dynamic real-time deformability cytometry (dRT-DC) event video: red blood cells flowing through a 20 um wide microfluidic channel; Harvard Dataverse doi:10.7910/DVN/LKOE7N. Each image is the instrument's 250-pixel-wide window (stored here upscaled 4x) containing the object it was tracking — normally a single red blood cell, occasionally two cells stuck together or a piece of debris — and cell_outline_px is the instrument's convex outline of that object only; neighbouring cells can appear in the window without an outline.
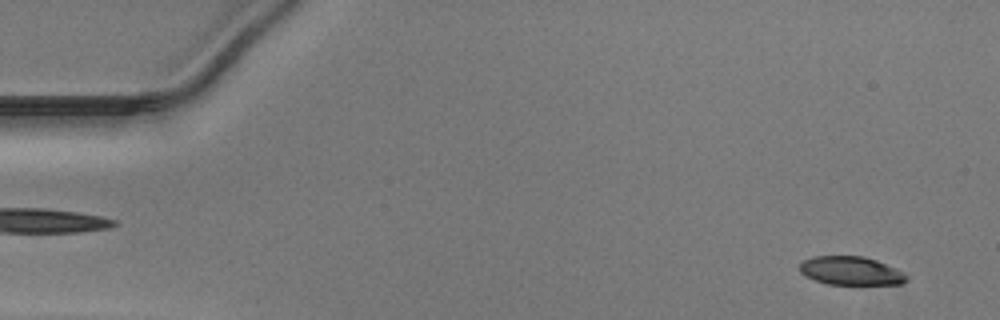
{"species": "Egyptian fruit bat (a non-hibernating species)", "species_latin": "Rousettus aegyptiacus", "temperature_condition": "warm", "stored_images_in_passage": 50, "camera_frame_rate_fps": 3000, "um_per_image_px": 0.085, "animal": {"sex": "male"}, "frame": {"image": 1, "passage_image": 3, "time_ms": 0.667, "image_size_px": [1000, 320], "cell_outline_px": [[908, 280], [900, 284], [828, 284], [804, 276], [800, 272], [800, 264], [804, 260], [812, 256], [864, 256], [876, 260], [896, 268], [904, 272], [908, 276]], "centroid_in_image_um": [72.33, 23.01], "position_along_channel_um": 12.7, "area_um2": 17.8}}
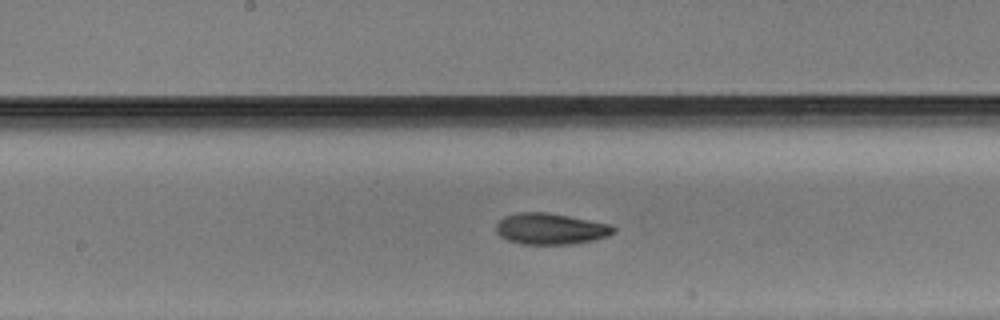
{"frame": {"image": 2, "passage_image": 26, "time_ms": 8.333, "image_size_px": [1000, 320], "cell_outline_px": [[616, 232], [608, 236], [592, 240], [572, 244], [520, 244], [508, 240], [500, 236], [496, 232], [496, 224], [504, 216], [516, 212], [544, 212], [568, 216], [612, 224], [616, 228]], "centroid_in_image_um": [46.8, 19.45], "position_along_channel_um": 201.4, "area_um2": 21.44}}
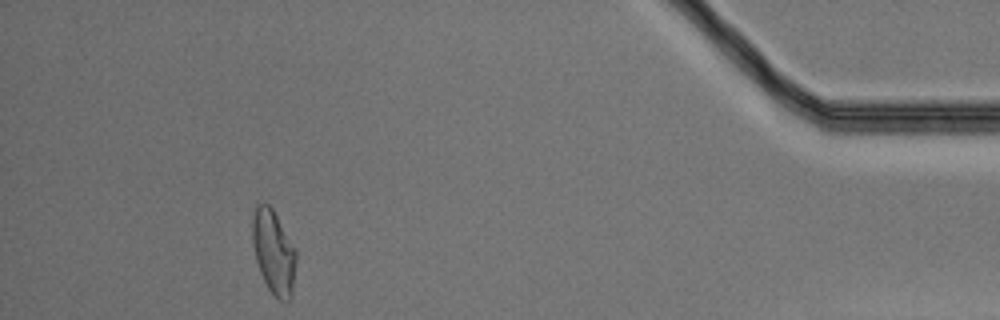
{"frame": {"image": 3, "passage_image": 46, "time_ms": 15.0, "image_size_px": [1000, 320], "cell_outline_px": [[296, 260], [292, 296], [284, 304], [268, 288], [260, 272], [256, 260], [252, 244], [252, 220], [256, 208], [260, 204], [268, 204], [272, 208], [296, 248]], "centroid_in_image_um": [23.27, 21.45], "position_along_channel_um": 411.9, "area_um2": 21.33}}